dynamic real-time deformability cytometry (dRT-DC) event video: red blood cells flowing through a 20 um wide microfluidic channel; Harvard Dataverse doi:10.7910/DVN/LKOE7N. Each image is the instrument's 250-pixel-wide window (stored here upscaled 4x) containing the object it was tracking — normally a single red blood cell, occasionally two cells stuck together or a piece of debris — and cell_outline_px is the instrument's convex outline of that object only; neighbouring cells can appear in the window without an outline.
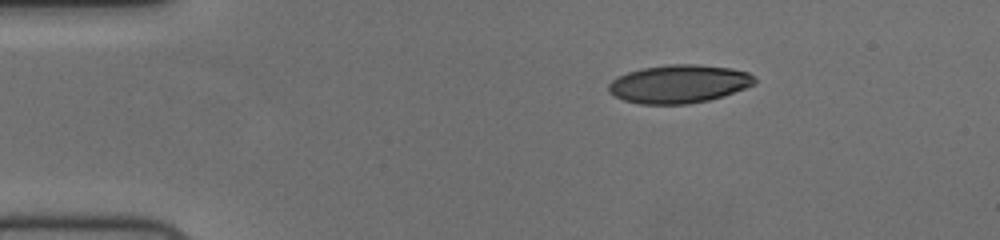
{"species": "human", "species_latin": "Homo sapiens", "temperature_condition": "cold", "stored_images_in_passage": 47, "camera_frame_rate_fps": 3000, "um_per_image_px": 0.085, "donor": {"sex": "female"}, "frame": {"image": 1, "passage_image": 1, "time_ms": 0.0, "image_size_px": [1000, 240], "cell_outline_px": [[756, 80], [752, 84], [744, 88], [724, 96], [708, 100], [688, 104], [640, 104], [624, 100], [608, 92], [608, 84], [612, 80], [628, 72], [644, 68], [668, 64], [696, 64], [732, 68], [748, 72]], "centroid_in_image_um": [57.7, 7.13], "position_along_channel_um": 27.3, "area_um2": 32.37}}
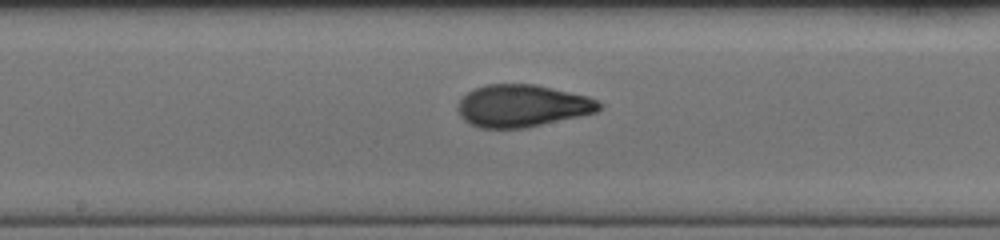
{"frame": {"image": 2, "passage_image": 21, "time_ms": 6.667, "image_size_px": [1000, 240], "cell_outline_px": [[600, 108], [596, 112], [580, 116], [524, 128], [480, 128], [468, 124], [460, 116], [456, 108], [460, 100], [472, 88], [488, 84], [536, 84], [588, 96], [596, 100], [600, 104]], "centroid_in_image_um": [44.34, 8.99], "position_along_channel_um": 203.9, "area_um2": 34.85}}
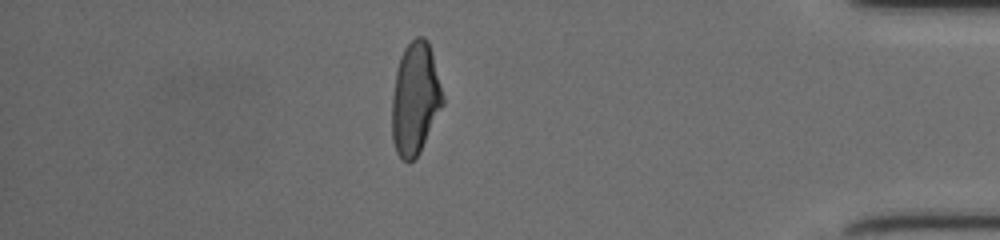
{"frame": {"image": 3, "passage_image": 40, "time_ms": 13.0, "image_size_px": [1000, 240], "cell_outline_px": [[444, 104], [420, 152], [408, 164], [396, 152], [392, 140], [392, 96], [396, 72], [400, 56], [404, 48], [416, 36], [424, 36], [428, 40], [432, 52], [444, 96]], "centroid_in_image_um": [35.3, 8.38], "position_along_channel_um": 399.9, "area_um2": 33.47}, "authors_computed_cell_mechanics": {"area_um2": 33.6974, "velocity_mm_per_s": 3.7215, "shape_relaxation_time_tau1_ms": 5.4791, "shape_relaxation_time_tau2_ms": 1.1907, "deformation_change_tau1": 0.2062, "deformation_change_tau2": 0.0632}}